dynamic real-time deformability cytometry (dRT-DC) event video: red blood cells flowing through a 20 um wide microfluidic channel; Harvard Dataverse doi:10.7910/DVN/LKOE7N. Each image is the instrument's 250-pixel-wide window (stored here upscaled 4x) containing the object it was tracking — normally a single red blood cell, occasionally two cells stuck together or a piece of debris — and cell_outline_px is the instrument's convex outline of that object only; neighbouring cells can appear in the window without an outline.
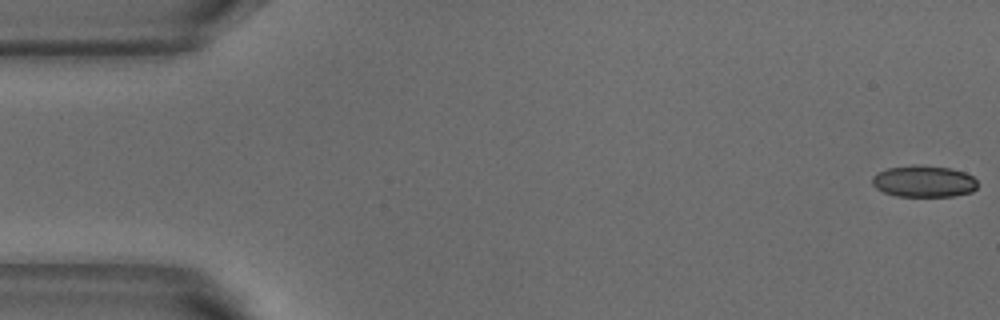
{"species": "common noctule bat (a hibernating species)", "species_latin": "Nyctalus noctula", "temperature_condition": "warm", "stored_images_in_passage": 4, "camera_frame_rate_fps": 3000, "um_per_image_px": 0.085, "animal": {"sex": "male", "body_mass_g": 18.8}, "frame": {"image": 1, "passage_image": 1, "time_ms": 0.0, "image_size_px": [1000, 320], "cell_outline_px": [[976, 188], [972, 192], [952, 196], [896, 196], [884, 192], [876, 188], [872, 184], [872, 176], [876, 172], [888, 168], [912, 164], [952, 168], [964, 172], [972, 176], [976, 180]], "centroid_in_image_um": [78.49, 15.4], "position_along_channel_um": 6.5, "area_um2": 19.54}}
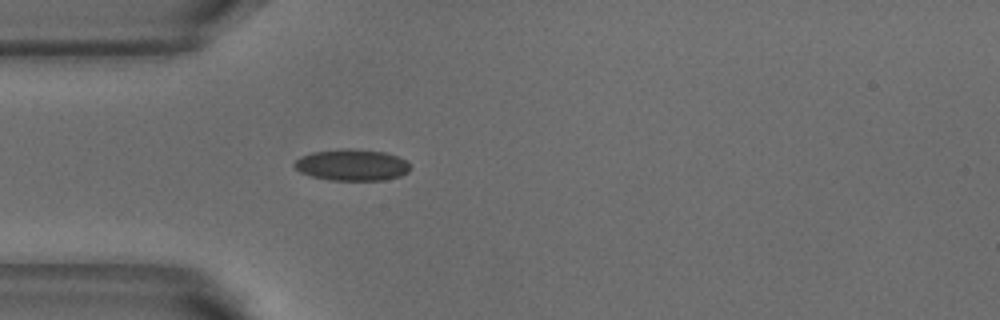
{"frame": {"image": 2, "passage_image": 4, "time_ms": 1.0, "image_size_px": [1000, 320], "cell_outline_px": [[412, 168], [408, 172], [400, 176], [384, 180], [328, 180], [312, 176], [300, 172], [292, 164], [300, 156], [312, 152], [344, 148], [352, 148], [384, 152], [396, 156], [404, 160]], "centroid_in_image_um": [29.89, 14.02], "position_along_channel_um": 55.1, "area_um2": 21.27}}